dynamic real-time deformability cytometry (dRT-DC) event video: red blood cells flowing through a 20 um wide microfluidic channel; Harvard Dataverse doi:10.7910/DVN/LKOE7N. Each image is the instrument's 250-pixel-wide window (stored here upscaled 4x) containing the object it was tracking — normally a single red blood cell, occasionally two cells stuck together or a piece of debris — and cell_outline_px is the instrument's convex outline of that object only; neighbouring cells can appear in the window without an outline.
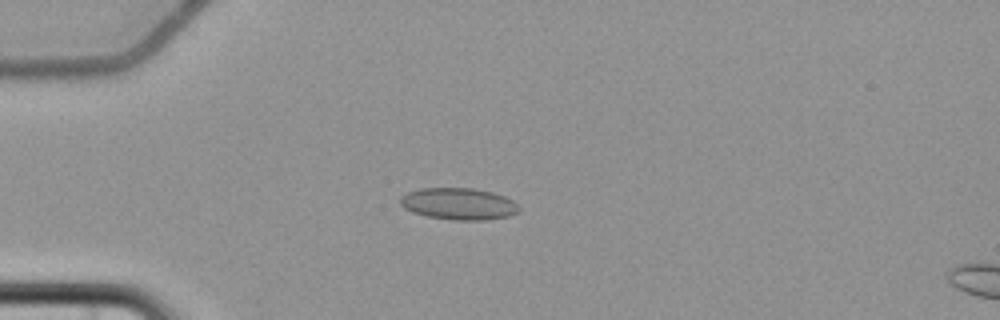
{"species": "common noctule bat (a hibernating species)", "species_latin": "Nyctalus noctula", "temperature_condition": "cold", "stored_images_in_passage": 6, "camera_frame_rate_fps": 3000, "um_per_image_px": 0.085, "animal": {"sex": "female", "body_mass_g": 22.7, "forearm_length_mm": 54.2}, "frame": {"image": 1, "passage_image": 3, "time_ms": 2.333, "image_size_px": [1000, 320], "cell_outline_px": [[520, 212], [508, 216], [484, 220], [452, 220], [428, 216], [412, 212], [404, 208], [400, 204], [400, 196], [408, 192], [420, 188], [472, 188], [492, 192], [504, 196], [512, 200], [520, 208]], "centroid_in_image_um": [38.98, 17.32], "position_along_channel_um": 46.0, "area_um2": 22.02}}
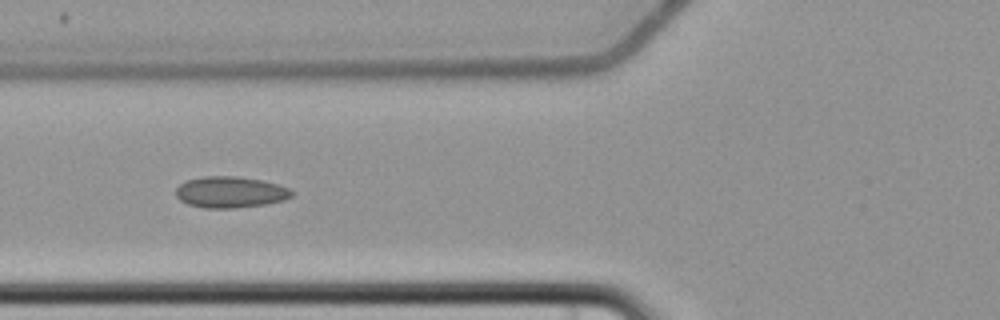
{"frame": {"image": 2, "passage_image": 5, "time_ms": 4.667, "image_size_px": [1000, 320], "cell_outline_px": [[292, 196], [284, 200], [264, 204], [236, 208], [204, 208], [188, 204], [180, 200], [176, 196], [176, 188], [180, 184], [188, 180], [204, 176], [236, 176], [260, 180], [276, 184], [288, 188], [292, 192]], "centroid_in_image_um": [19.55, 16.34], "position_along_channel_um": 106.3, "area_um2": 20.92}}
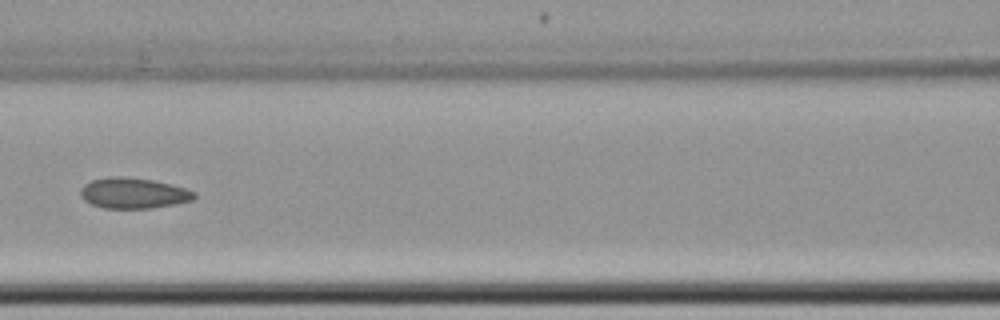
{"frame": {"image": 3, "passage_image": 6, "time_ms": 6.0, "image_size_px": [1000, 320], "cell_outline_px": [[196, 196], [192, 200], [176, 204], [152, 208], [104, 208], [92, 204], [84, 200], [80, 196], [80, 188], [84, 184], [92, 180], [108, 176], [120, 176], [152, 180], [184, 188], [196, 192]], "centroid_in_image_um": [11.31, 16.42], "position_along_channel_um": 155.3, "area_um2": 20.29}}